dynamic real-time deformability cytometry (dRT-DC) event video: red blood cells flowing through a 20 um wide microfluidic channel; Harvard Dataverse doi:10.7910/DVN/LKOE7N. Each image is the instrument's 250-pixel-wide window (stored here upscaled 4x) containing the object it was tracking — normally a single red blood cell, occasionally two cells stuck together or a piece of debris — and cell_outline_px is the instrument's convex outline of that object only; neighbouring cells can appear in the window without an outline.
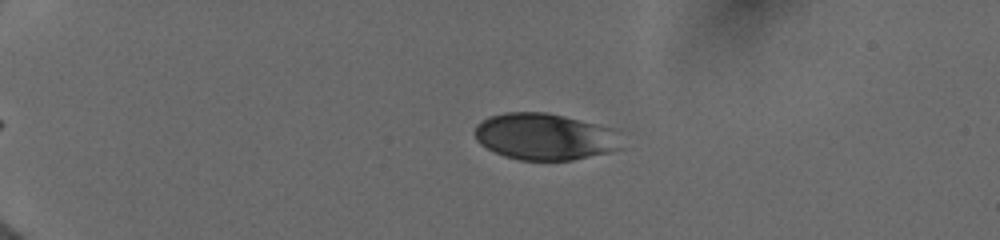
{"species": "human", "species_latin": "Homo sapiens", "temperature_condition": "cold", "stored_images_in_passage": 5, "camera_frame_rate_fps": 3000, "um_per_image_px": 0.085, "donor": {"sex": "female"}, "frame": {"image": 1, "passage_image": 1, "time_ms": 0.0, "image_size_px": [1000, 240], "cell_outline_px": [[624, 148], [608, 152], [572, 160], [520, 160], [504, 156], [480, 144], [476, 140], [476, 124], [480, 120], [488, 116], [504, 112], [548, 112], [612, 128]], "centroid_in_image_um": [46.28, 11.61], "position_along_channel_um": 38.7, "area_um2": 39.82}}
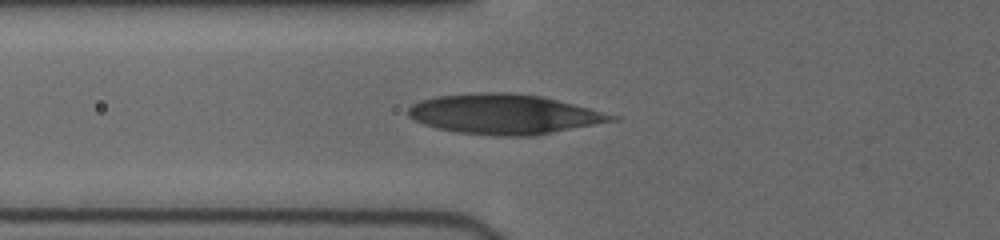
{"frame": {"image": 2, "passage_image": 5, "time_ms": 3.0, "image_size_px": [1000, 240], "cell_outline_px": [[620, 120], [536, 136], [492, 136], [456, 132], [436, 128], [424, 124], [408, 116], [408, 108], [412, 104], [420, 100], [436, 96], [476, 92], [508, 92], [540, 96], [620, 116]], "centroid_in_image_um": [42.87, 9.71], "position_along_channel_um": 82.9, "area_um2": 47.63}}